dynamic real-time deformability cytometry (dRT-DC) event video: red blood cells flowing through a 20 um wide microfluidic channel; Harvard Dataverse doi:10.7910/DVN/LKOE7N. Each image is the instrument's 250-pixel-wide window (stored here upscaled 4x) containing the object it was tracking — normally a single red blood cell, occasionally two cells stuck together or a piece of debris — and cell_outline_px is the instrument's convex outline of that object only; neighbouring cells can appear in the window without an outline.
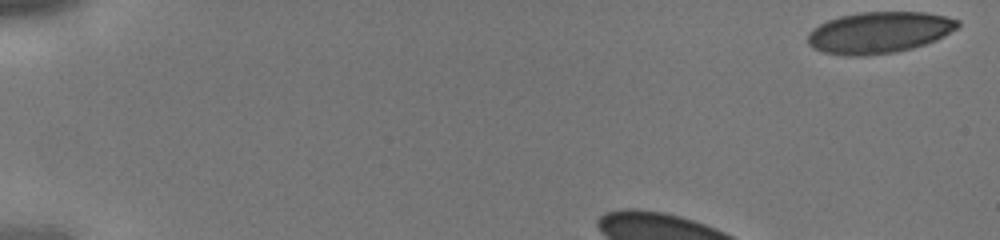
{"species": "human", "species_latin": "Homo sapiens", "temperature_condition": "cold", "stored_images_in_passage": 6, "camera_frame_rate_fps": 3000, "um_per_image_px": 0.085, "donor": {"sex": "male"}, "frame": {"image": 1, "passage_image": 1, "time_ms": 0.0, "image_size_px": [1000, 240], "cell_outline_px": [[960, 24], [956, 28], [944, 36], [936, 40], [912, 48], [896, 52], [864, 56], [844, 56], [824, 52], [812, 48], [808, 44], [808, 32], [812, 28], [828, 20], [840, 16], [860, 12], [924, 12], [944, 16], [960, 20]], "centroid_in_image_um": [74.7, 2.77], "position_along_channel_um": 10.3, "area_um2": 36.3}}
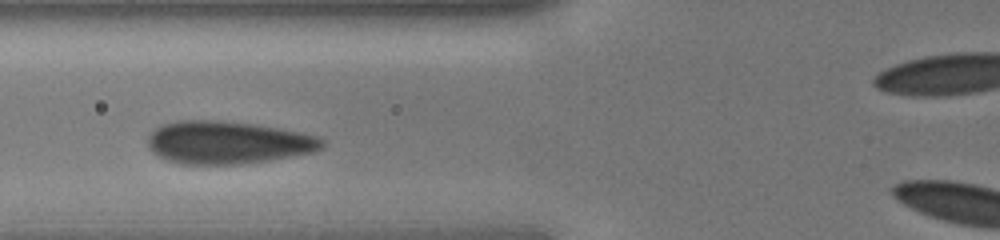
{"frame": {"image": 2, "passage_image": 5, "time_ms": 1.333, "image_size_px": [1000, 240], "cell_outline_px": [[324, 148], [316, 152], [268, 160], [240, 164], [180, 164], [156, 156], [152, 152], [148, 144], [148, 136], [160, 124], [176, 120], [224, 120], [256, 124], [280, 128], [320, 136], [324, 140]], "centroid_in_image_um": [19.37, 12.1], "position_along_channel_um": 106.4, "area_um2": 43.93}}
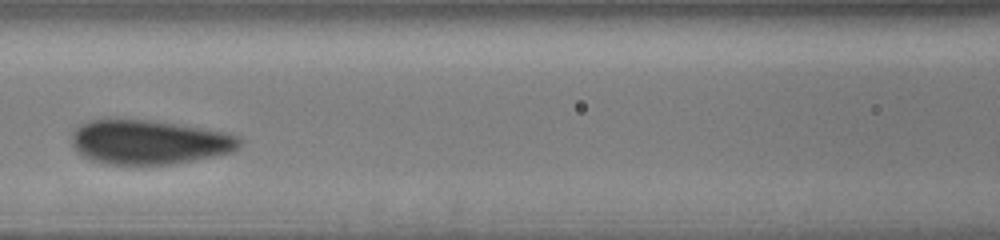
{"frame": {"image": 3, "passage_image": 6, "time_ms": 1.667, "image_size_px": [1000, 240], "cell_outline_px": [[244, 140], [240, 148], [232, 152], [216, 156], [176, 164], [132, 168], [104, 164], [92, 160], [84, 156], [72, 144], [72, 132], [80, 124], [88, 120], [104, 116], [116, 116], [148, 120], [228, 132], [240, 136]], "centroid_in_image_um": [12.66, 12.09], "position_along_channel_um": 153.9, "area_um2": 45.55}}